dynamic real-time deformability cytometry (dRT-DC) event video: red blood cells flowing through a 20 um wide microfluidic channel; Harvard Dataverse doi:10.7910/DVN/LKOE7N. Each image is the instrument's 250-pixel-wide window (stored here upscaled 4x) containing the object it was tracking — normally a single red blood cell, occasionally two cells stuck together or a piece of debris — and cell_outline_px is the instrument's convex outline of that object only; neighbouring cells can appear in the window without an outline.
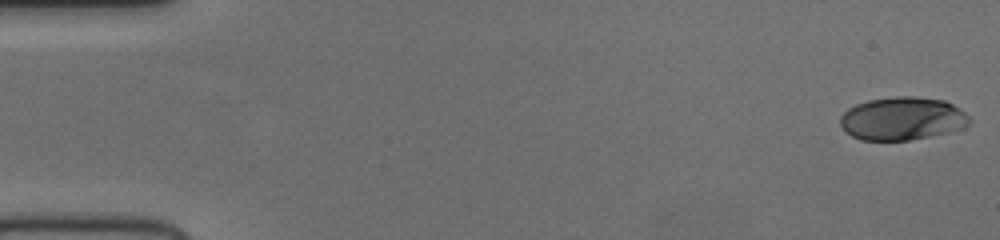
{"species": "human", "species_latin": "Homo sapiens", "temperature_condition": "cold", "stored_images_in_passage": 53, "camera_frame_rate_fps": 3000, "um_per_image_px": 0.085, "donor": {"sex": "female"}, "frame": {"image": 1, "passage_image": 1, "time_ms": 0.0, "image_size_px": [1000, 240], "cell_outline_px": [[972, 124], [964, 128], [952, 132], [908, 140], [860, 140], [844, 132], [840, 124], [840, 116], [848, 108], [856, 104], [868, 100], [896, 96], [916, 96], [944, 100], [952, 104], [964, 112], [972, 120]], "centroid_in_image_um": [76.71, 10.08], "position_along_channel_um": 8.3, "area_um2": 32.83}}
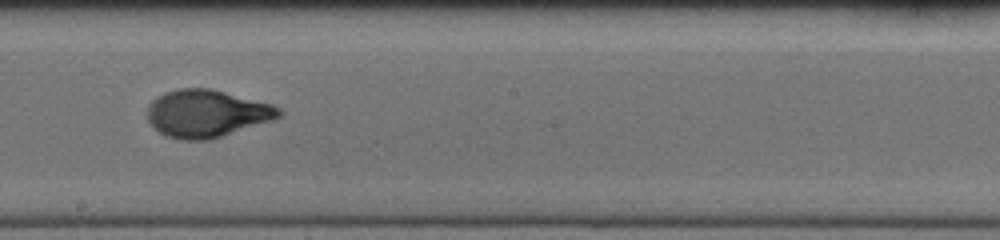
{"frame": {"image": 2, "passage_image": 30, "time_ms": 9.667, "image_size_px": [1000, 240], "cell_outline_px": [[280, 116], [272, 120], [212, 140], [180, 140], [168, 136], [160, 132], [148, 120], [148, 104], [156, 96], [164, 92], [176, 88], [212, 88], [272, 104], [280, 108]], "centroid_in_image_um": [17.56, 9.64], "position_along_channel_um": 230.6, "area_um2": 36.53}}
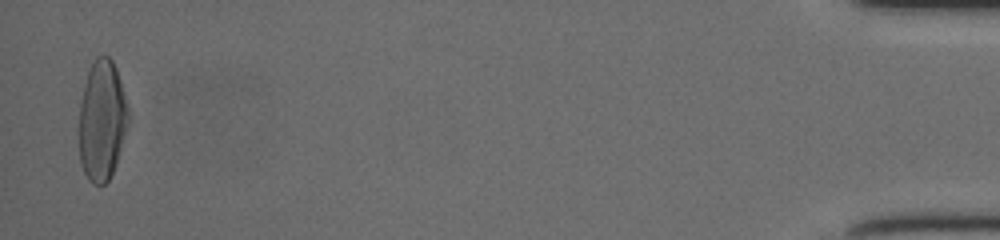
{"frame": {"image": 3, "passage_image": 52, "time_ms": 17.0, "image_size_px": [1000, 240], "cell_outline_px": [[128, 124], [116, 164], [108, 180], [104, 184], [92, 184], [88, 180], [80, 164], [80, 104], [84, 84], [88, 72], [96, 56], [108, 56], [112, 60], [116, 68], [120, 80], [128, 108]], "centroid_in_image_um": [8.67, 10.25], "position_along_channel_um": 426.5, "area_um2": 34.22}}